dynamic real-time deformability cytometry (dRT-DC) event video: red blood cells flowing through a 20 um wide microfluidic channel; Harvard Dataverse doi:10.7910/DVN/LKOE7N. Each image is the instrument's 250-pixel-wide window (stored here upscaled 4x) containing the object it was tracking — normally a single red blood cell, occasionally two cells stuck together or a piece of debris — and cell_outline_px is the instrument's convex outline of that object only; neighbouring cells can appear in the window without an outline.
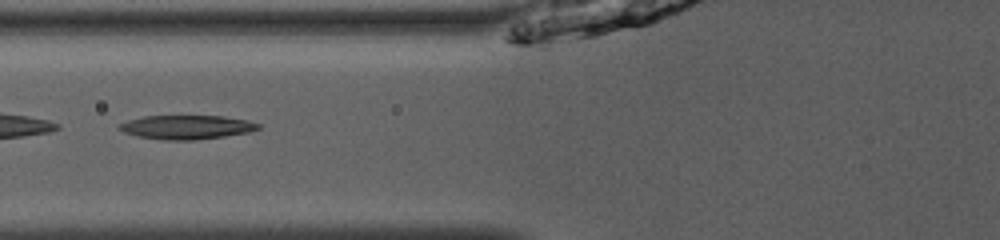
{"species": "common noctule bat (a hibernating species)", "species_latin": "Nyctalus noctula", "temperature_condition": "room temperature", "stored_images_in_passage": 37, "camera_frame_rate_fps": 3000, "um_per_image_px": 0.085, "animal": {"sex": "male", "body_mass_g": 13.0, "forearm_length_mm": 53.1}, "frame": {"image": 1, "passage_image": 9, "time_ms": 2.667, "image_size_px": [1000, 240], "cell_outline_px": [[260, 128], [248, 132], [224, 136], [196, 140], [164, 140], [136, 136], [124, 132], [116, 128], [116, 124], [128, 120], [144, 116], [224, 116], [248, 120], [260, 124]], "centroid_in_image_um": [15.82, 10.81], "position_along_channel_um": 110.0, "area_um2": 19.54}}
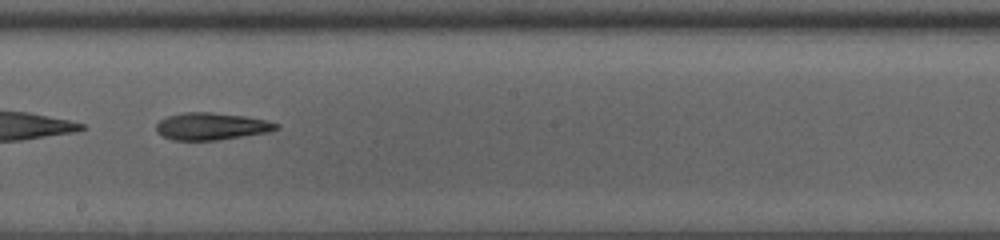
{"frame": {"image": 2, "passage_image": 18, "time_ms": 5.667, "image_size_px": [1000, 240], "cell_outline_px": [[280, 128], [268, 132], [216, 140], [172, 140], [156, 132], [156, 124], [160, 120], [168, 116], [184, 112], [212, 112], [244, 116], [268, 120], [280, 124]], "centroid_in_image_um": [17.98, 10.73], "position_along_channel_um": 230.2, "area_um2": 19.02}}
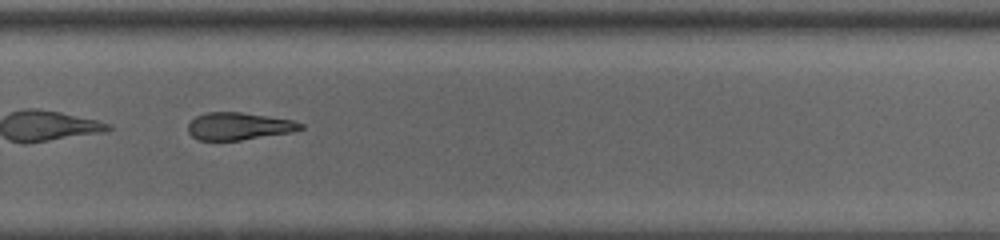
{"frame": {"image": 3, "passage_image": 24, "time_ms": 7.667, "image_size_px": [1000, 240], "cell_outline_px": [[304, 128], [292, 132], [240, 140], [200, 140], [192, 136], [188, 132], [188, 124], [196, 116], [208, 112], [240, 112], [292, 120], [304, 124]], "centroid_in_image_um": [20.3, 10.73], "position_along_channel_um": 309.5, "area_um2": 17.8}, "authors_computed_cell_mechanics": {"area_um2": 19.652, "velocity_mm_per_s": 3.9856, "shape_relaxation_time_tau1_ms": 6.9177, "shape_relaxation_time_tau2_ms": null, "deformation_change_tau1": 0.1806, "deformation_change_tau2": null}}